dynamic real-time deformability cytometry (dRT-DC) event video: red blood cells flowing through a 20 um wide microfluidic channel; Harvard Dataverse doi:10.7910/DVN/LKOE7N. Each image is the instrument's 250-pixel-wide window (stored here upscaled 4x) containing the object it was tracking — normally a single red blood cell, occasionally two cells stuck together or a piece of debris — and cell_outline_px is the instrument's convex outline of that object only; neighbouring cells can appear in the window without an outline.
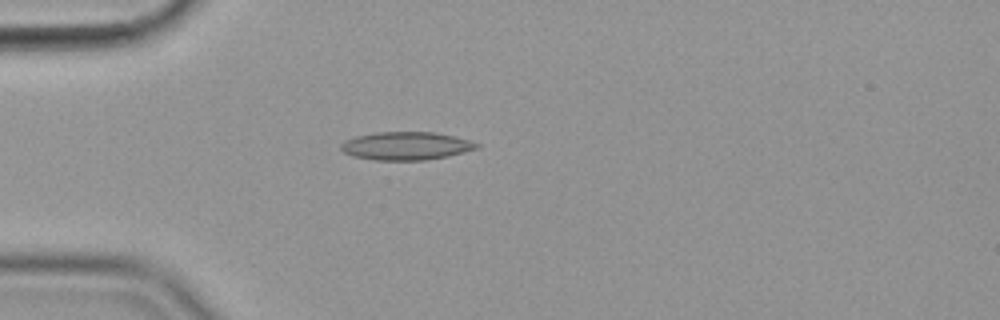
{"species": "common noctule bat (a hibernating species)", "species_latin": "Nyctalus noctula", "temperature_condition": "cold", "stored_images_in_passage": 41, "camera_frame_rate_fps": 3000, "um_per_image_px": 0.085, "animal": {"sex": "female", "body_mass_g": 19.9}, "frame": {"image": 1, "passage_image": 1, "time_ms": 0.0, "image_size_px": [1000, 320], "cell_outline_px": [[480, 148], [448, 156], [424, 160], [376, 160], [352, 156], [344, 152], [340, 148], [340, 144], [344, 140], [356, 136], [376, 132], [436, 132], [468, 140], [480, 144]], "centroid_in_image_um": [34.5, 12.4], "position_along_channel_um": 50.5, "area_um2": 22.25}}
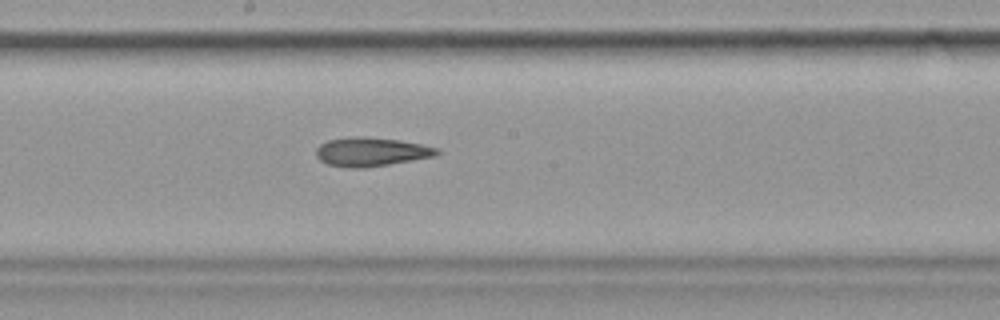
{"frame": {"image": 2, "passage_image": 16, "time_ms": 5.0, "image_size_px": [1000, 320], "cell_outline_px": [[440, 152], [436, 156], [364, 168], [348, 168], [328, 164], [320, 160], [316, 156], [316, 148], [320, 144], [328, 140], [348, 136], [364, 136], [400, 140], [440, 148]], "centroid_in_image_um": [31.54, 12.89], "position_along_channel_um": 216.7, "area_um2": 20.46}}
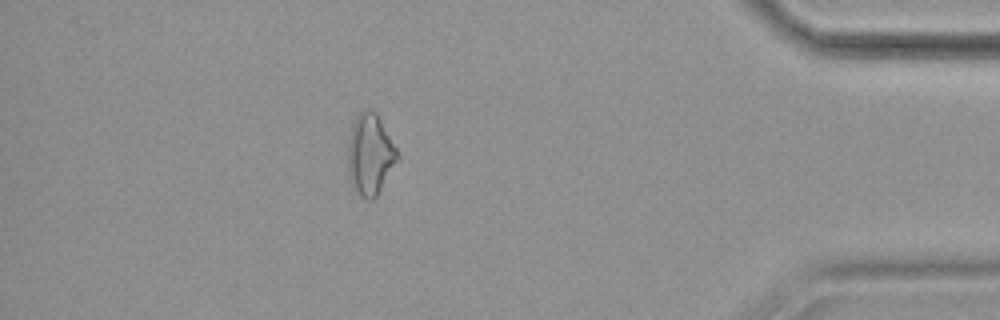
{"frame": {"image": 3, "passage_image": 35, "time_ms": 11.333, "image_size_px": [1000, 320], "cell_outline_px": [[400, 160], [376, 196], [372, 200], [364, 200], [352, 188], [348, 176], [348, 140], [352, 124], [356, 116], [364, 108], [368, 108], [376, 112], [396, 148], [400, 156]], "centroid_in_image_um": [31.45, 13.16], "position_along_channel_um": 403.7, "area_um2": 23.81}}